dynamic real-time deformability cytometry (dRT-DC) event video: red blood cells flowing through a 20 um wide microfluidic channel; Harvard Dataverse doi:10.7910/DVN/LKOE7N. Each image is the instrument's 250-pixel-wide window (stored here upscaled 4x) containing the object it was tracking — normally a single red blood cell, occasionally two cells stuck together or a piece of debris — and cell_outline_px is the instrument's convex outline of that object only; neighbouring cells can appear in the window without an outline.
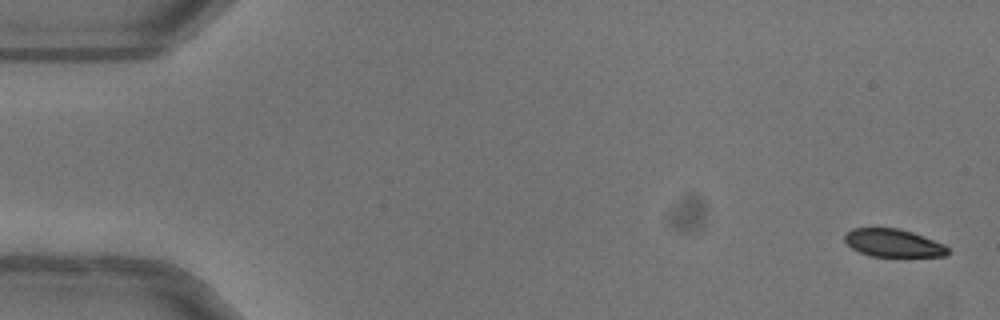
{"species": "common noctule bat (a hibernating species)", "species_latin": "Nyctalus noctula", "temperature_condition": "warm", "stored_images_in_passage": 51, "camera_frame_rate_fps": 3000, "um_per_image_px": 0.085, "animal": {"sex": "female"}, "frame": {"image": 1, "passage_image": 1, "time_ms": 0.0, "image_size_px": [1000, 320], "cell_outline_px": [[948, 252], [944, 256], [872, 256], [860, 252], [852, 248], [844, 240], [844, 232], [852, 228], [900, 228], [912, 232], [944, 244], [948, 248]], "centroid_in_image_um": [75.89, 20.64], "position_along_channel_um": 9.1, "area_um2": 16.65}}
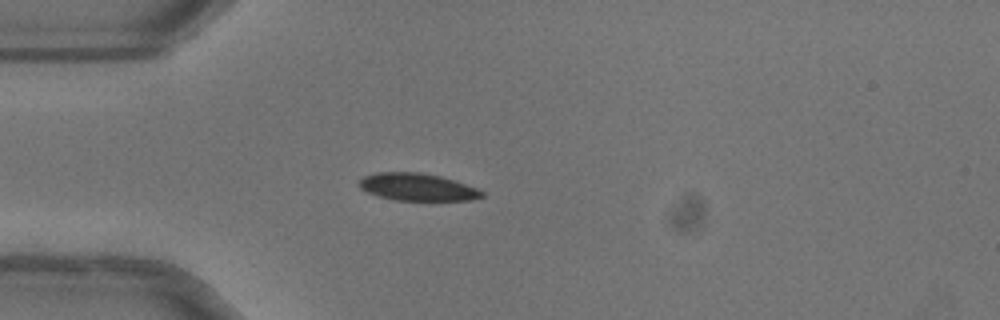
{"frame": {"image": 2, "passage_image": 14, "time_ms": 4.333, "image_size_px": [1000, 320], "cell_outline_px": [[484, 196], [472, 200], [396, 200], [380, 196], [368, 192], [360, 188], [356, 184], [364, 176], [376, 172], [420, 172], [440, 176], [476, 188], [484, 192]], "centroid_in_image_um": [35.45, 15.89], "position_along_channel_um": 49.6, "area_um2": 19.42}}
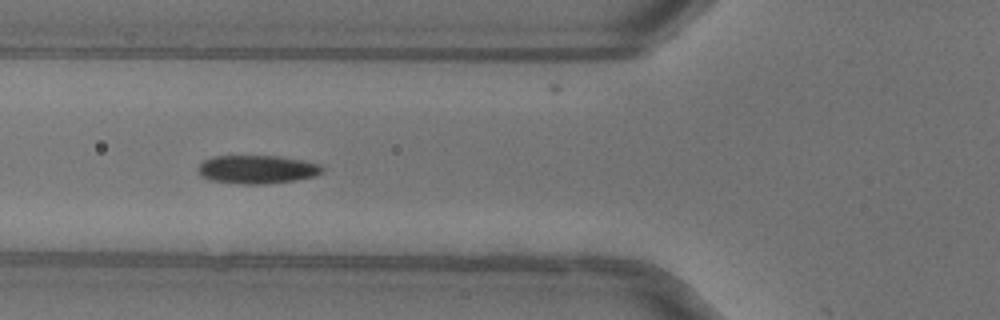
{"frame": {"image": 3, "passage_image": 19, "time_ms": 6.0, "image_size_px": [1000, 320], "cell_outline_px": [[324, 172], [312, 176], [296, 180], [264, 184], [244, 184], [212, 180], [200, 176], [196, 168], [204, 160], [212, 156], [280, 156], [304, 160], [320, 164], [324, 168]], "centroid_in_image_um": [21.86, 14.39], "position_along_channel_um": 103.9, "area_um2": 20.63}, "authors_computed_cell_mechanics": {"area_um2": 19.8254, "velocity_mm_per_s": 4.0166, "shape_relaxation_time_tau1_ms": 2.9748, "shape_relaxation_time_tau2_ms": null, "deformation_change_tau1": 0.1075, "deformation_change_tau2": null}}